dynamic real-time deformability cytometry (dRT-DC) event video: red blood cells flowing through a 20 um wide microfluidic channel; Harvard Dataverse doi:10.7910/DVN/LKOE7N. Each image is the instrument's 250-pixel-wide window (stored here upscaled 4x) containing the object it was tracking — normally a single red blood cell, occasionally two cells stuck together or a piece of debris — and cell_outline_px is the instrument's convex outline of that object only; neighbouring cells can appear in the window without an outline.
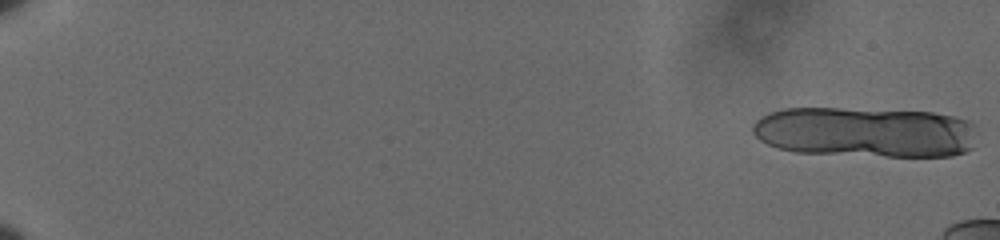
{"species": "human", "species_latin": "Homo sapiens", "temperature_condition": "cold", "stored_images_in_passage": 9, "camera_frame_rate_fps": 3000, "um_per_image_px": 0.085, "donor": {"sex": "male"}, "frame": {"image": 1, "passage_image": 1, "time_ms": 0.0, "image_size_px": [1000, 240], "cell_outline_px": [[972, 148], [964, 152], [952, 156], [884, 156], [796, 152], [776, 148], [760, 140], [752, 132], [752, 124], [760, 116], [768, 112], [784, 108], [840, 108], [932, 112], [952, 116], [968, 120], [972, 124]], "centroid_in_image_um": [73.48, 11.22], "position_along_channel_um": 11.5, "area_um2": 66.07}}